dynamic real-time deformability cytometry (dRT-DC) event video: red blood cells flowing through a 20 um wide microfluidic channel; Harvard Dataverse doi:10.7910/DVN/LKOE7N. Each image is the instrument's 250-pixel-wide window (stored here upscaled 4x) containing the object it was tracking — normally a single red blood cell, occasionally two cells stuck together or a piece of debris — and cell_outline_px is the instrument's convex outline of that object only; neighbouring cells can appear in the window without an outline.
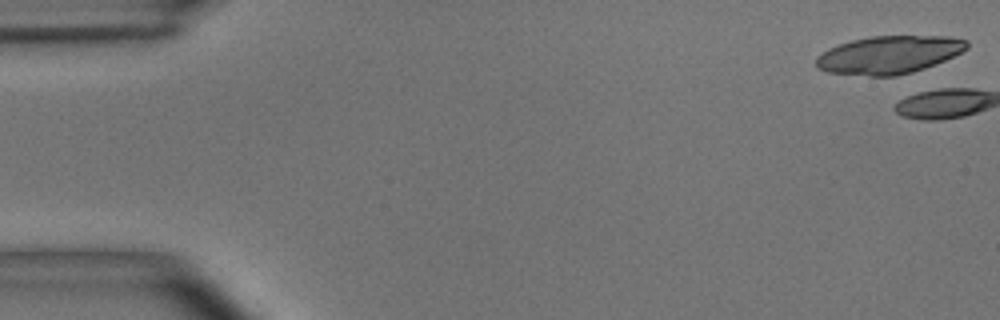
{"species": "common noctule bat (a hibernating species)", "species_latin": "Nyctalus noctula", "temperature_condition": "room temperature", "stored_images_in_passage": 3, "camera_frame_rate_fps": 3000, "um_per_image_px": 0.085, "animal": {"sex": "male", "body_mass_g": 15.6}, "frame": {"image": 1, "passage_image": 1, "time_ms": 0.0, "image_size_px": [1000, 320], "cell_outline_px": [[968, 48], [944, 60], [924, 68], [912, 72], [896, 76], [868, 76], [828, 72], [816, 68], [816, 56], [828, 48], [852, 40], [872, 36], [948, 36], [968, 40]], "centroid_in_image_um": [75.53, 4.66], "position_along_channel_um": 9.5, "area_um2": 33.18}}